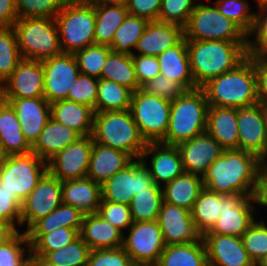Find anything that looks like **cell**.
Returning a JSON list of instances; mask_svg holds the SVG:
<instances>
[{"label": "cell", "mask_w": 267, "mask_h": 266, "mask_svg": "<svg viewBox=\"0 0 267 266\" xmlns=\"http://www.w3.org/2000/svg\"><path fill=\"white\" fill-rule=\"evenodd\" d=\"M261 159L240 149L224 150L202 177L206 189L218 194L252 197Z\"/></svg>", "instance_id": "1"}, {"label": "cell", "mask_w": 267, "mask_h": 266, "mask_svg": "<svg viewBox=\"0 0 267 266\" xmlns=\"http://www.w3.org/2000/svg\"><path fill=\"white\" fill-rule=\"evenodd\" d=\"M195 85L201 88L210 79L234 70L247 57V42L186 40Z\"/></svg>", "instance_id": "2"}, {"label": "cell", "mask_w": 267, "mask_h": 266, "mask_svg": "<svg viewBox=\"0 0 267 266\" xmlns=\"http://www.w3.org/2000/svg\"><path fill=\"white\" fill-rule=\"evenodd\" d=\"M201 88L209 106L238 109L258 103L254 57L248 56L234 70L210 79Z\"/></svg>", "instance_id": "3"}, {"label": "cell", "mask_w": 267, "mask_h": 266, "mask_svg": "<svg viewBox=\"0 0 267 266\" xmlns=\"http://www.w3.org/2000/svg\"><path fill=\"white\" fill-rule=\"evenodd\" d=\"M208 108L209 104L202 88L185 90L171 101L167 133L160 143L177 146L205 132Z\"/></svg>", "instance_id": "4"}, {"label": "cell", "mask_w": 267, "mask_h": 266, "mask_svg": "<svg viewBox=\"0 0 267 266\" xmlns=\"http://www.w3.org/2000/svg\"><path fill=\"white\" fill-rule=\"evenodd\" d=\"M93 141L140 159L147 142L141 136L130 110L95 112Z\"/></svg>", "instance_id": "5"}, {"label": "cell", "mask_w": 267, "mask_h": 266, "mask_svg": "<svg viewBox=\"0 0 267 266\" xmlns=\"http://www.w3.org/2000/svg\"><path fill=\"white\" fill-rule=\"evenodd\" d=\"M55 22L63 53L77 51L95 44L94 2H68L56 15Z\"/></svg>", "instance_id": "6"}, {"label": "cell", "mask_w": 267, "mask_h": 266, "mask_svg": "<svg viewBox=\"0 0 267 266\" xmlns=\"http://www.w3.org/2000/svg\"><path fill=\"white\" fill-rule=\"evenodd\" d=\"M14 29L22 59L42 61L63 53L55 18H18Z\"/></svg>", "instance_id": "7"}, {"label": "cell", "mask_w": 267, "mask_h": 266, "mask_svg": "<svg viewBox=\"0 0 267 266\" xmlns=\"http://www.w3.org/2000/svg\"><path fill=\"white\" fill-rule=\"evenodd\" d=\"M197 3L184 27L186 40H223L247 42V34L231 19L219 12L216 6Z\"/></svg>", "instance_id": "8"}, {"label": "cell", "mask_w": 267, "mask_h": 266, "mask_svg": "<svg viewBox=\"0 0 267 266\" xmlns=\"http://www.w3.org/2000/svg\"><path fill=\"white\" fill-rule=\"evenodd\" d=\"M171 101L147 94L141 88L133 92L130 112L147 143H160L167 133Z\"/></svg>", "instance_id": "9"}, {"label": "cell", "mask_w": 267, "mask_h": 266, "mask_svg": "<svg viewBox=\"0 0 267 266\" xmlns=\"http://www.w3.org/2000/svg\"><path fill=\"white\" fill-rule=\"evenodd\" d=\"M47 162L34 152L5 156L0 166V182L23 201L47 172Z\"/></svg>", "instance_id": "10"}, {"label": "cell", "mask_w": 267, "mask_h": 266, "mask_svg": "<svg viewBox=\"0 0 267 266\" xmlns=\"http://www.w3.org/2000/svg\"><path fill=\"white\" fill-rule=\"evenodd\" d=\"M154 184L147 162L135 159L101 184L102 200L130 205L136 193Z\"/></svg>", "instance_id": "11"}, {"label": "cell", "mask_w": 267, "mask_h": 266, "mask_svg": "<svg viewBox=\"0 0 267 266\" xmlns=\"http://www.w3.org/2000/svg\"><path fill=\"white\" fill-rule=\"evenodd\" d=\"M129 235L123 236V248L134 265L155 266L165 248L158 221L133 222Z\"/></svg>", "instance_id": "12"}, {"label": "cell", "mask_w": 267, "mask_h": 266, "mask_svg": "<svg viewBox=\"0 0 267 266\" xmlns=\"http://www.w3.org/2000/svg\"><path fill=\"white\" fill-rule=\"evenodd\" d=\"M62 204V182L48 171L23 200L21 226L27 223L25 233L39 220Z\"/></svg>", "instance_id": "13"}, {"label": "cell", "mask_w": 267, "mask_h": 266, "mask_svg": "<svg viewBox=\"0 0 267 266\" xmlns=\"http://www.w3.org/2000/svg\"><path fill=\"white\" fill-rule=\"evenodd\" d=\"M93 142L92 135L82 136L57 152L47 161L48 172L61 182L87 177Z\"/></svg>", "instance_id": "14"}, {"label": "cell", "mask_w": 267, "mask_h": 266, "mask_svg": "<svg viewBox=\"0 0 267 266\" xmlns=\"http://www.w3.org/2000/svg\"><path fill=\"white\" fill-rule=\"evenodd\" d=\"M222 211L213 228L207 233L241 238L256 221L255 203L252 197L240 194H221Z\"/></svg>", "instance_id": "15"}, {"label": "cell", "mask_w": 267, "mask_h": 266, "mask_svg": "<svg viewBox=\"0 0 267 266\" xmlns=\"http://www.w3.org/2000/svg\"><path fill=\"white\" fill-rule=\"evenodd\" d=\"M41 62L46 100L50 104L60 100H68L69 88L80 74L75 55L61 53Z\"/></svg>", "instance_id": "16"}, {"label": "cell", "mask_w": 267, "mask_h": 266, "mask_svg": "<svg viewBox=\"0 0 267 266\" xmlns=\"http://www.w3.org/2000/svg\"><path fill=\"white\" fill-rule=\"evenodd\" d=\"M157 221L165 245L204 243V234L187 209L162 202Z\"/></svg>", "instance_id": "17"}, {"label": "cell", "mask_w": 267, "mask_h": 266, "mask_svg": "<svg viewBox=\"0 0 267 266\" xmlns=\"http://www.w3.org/2000/svg\"><path fill=\"white\" fill-rule=\"evenodd\" d=\"M238 149L257 155L265 165L266 108L259 103L237 109Z\"/></svg>", "instance_id": "18"}, {"label": "cell", "mask_w": 267, "mask_h": 266, "mask_svg": "<svg viewBox=\"0 0 267 266\" xmlns=\"http://www.w3.org/2000/svg\"><path fill=\"white\" fill-rule=\"evenodd\" d=\"M44 97L41 61L22 59L13 74L0 86V98Z\"/></svg>", "instance_id": "19"}, {"label": "cell", "mask_w": 267, "mask_h": 266, "mask_svg": "<svg viewBox=\"0 0 267 266\" xmlns=\"http://www.w3.org/2000/svg\"><path fill=\"white\" fill-rule=\"evenodd\" d=\"M177 147L181 154L184 172L201 177L224 151L207 131L179 143Z\"/></svg>", "instance_id": "20"}, {"label": "cell", "mask_w": 267, "mask_h": 266, "mask_svg": "<svg viewBox=\"0 0 267 266\" xmlns=\"http://www.w3.org/2000/svg\"><path fill=\"white\" fill-rule=\"evenodd\" d=\"M15 110L25 139L32 146L51 118V106L45 97L1 98Z\"/></svg>", "instance_id": "21"}, {"label": "cell", "mask_w": 267, "mask_h": 266, "mask_svg": "<svg viewBox=\"0 0 267 266\" xmlns=\"http://www.w3.org/2000/svg\"><path fill=\"white\" fill-rule=\"evenodd\" d=\"M203 241L208 266H256L244 248L241 238L205 233Z\"/></svg>", "instance_id": "22"}, {"label": "cell", "mask_w": 267, "mask_h": 266, "mask_svg": "<svg viewBox=\"0 0 267 266\" xmlns=\"http://www.w3.org/2000/svg\"><path fill=\"white\" fill-rule=\"evenodd\" d=\"M148 156L151 157V165L150 167L147 166V168L153 178V182L160 187L184 172L181 154L177 146L147 143L140 159L147 161Z\"/></svg>", "instance_id": "23"}, {"label": "cell", "mask_w": 267, "mask_h": 266, "mask_svg": "<svg viewBox=\"0 0 267 266\" xmlns=\"http://www.w3.org/2000/svg\"><path fill=\"white\" fill-rule=\"evenodd\" d=\"M184 37V28L178 24L149 21L135 50L142 55L159 56Z\"/></svg>", "instance_id": "24"}, {"label": "cell", "mask_w": 267, "mask_h": 266, "mask_svg": "<svg viewBox=\"0 0 267 266\" xmlns=\"http://www.w3.org/2000/svg\"><path fill=\"white\" fill-rule=\"evenodd\" d=\"M134 159L127 153L93 142L87 177L103 184Z\"/></svg>", "instance_id": "25"}, {"label": "cell", "mask_w": 267, "mask_h": 266, "mask_svg": "<svg viewBox=\"0 0 267 266\" xmlns=\"http://www.w3.org/2000/svg\"><path fill=\"white\" fill-rule=\"evenodd\" d=\"M102 200L101 184L88 177L62 182V203L84 215L97 213Z\"/></svg>", "instance_id": "26"}, {"label": "cell", "mask_w": 267, "mask_h": 266, "mask_svg": "<svg viewBox=\"0 0 267 266\" xmlns=\"http://www.w3.org/2000/svg\"><path fill=\"white\" fill-rule=\"evenodd\" d=\"M157 59L160 73L165 77L179 83L185 90L198 88L191 72L185 37L157 56Z\"/></svg>", "instance_id": "27"}, {"label": "cell", "mask_w": 267, "mask_h": 266, "mask_svg": "<svg viewBox=\"0 0 267 266\" xmlns=\"http://www.w3.org/2000/svg\"><path fill=\"white\" fill-rule=\"evenodd\" d=\"M79 234L90 250L123 247L124 234L98 213L84 215Z\"/></svg>", "instance_id": "28"}, {"label": "cell", "mask_w": 267, "mask_h": 266, "mask_svg": "<svg viewBox=\"0 0 267 266\" xmlns=\"http://www.w3.org/2000/svg\"><path fill=\"white\" fill-rule=\"evenodd\" d=\"M206 131L224 150L238 149L237 108L209 106Z\"/></svg>", "instance_id": "29"}, {"label": "cell", "mask_w": 267, "mask_h": 266, "mask_svg": "<svg viewBox=\"0 0 267 266\" xmlns=\"http://www.w3.org/2000/svg\"><path fill=\"white\" fill-rule=\"evenodd\" d=\"M0 147L5 156L27 154L32 146L25 139L15 110L0 98Z\"/></svg>", "instance_id": "30"}, {"label": "cell", "mask_w": 267, "mask_h": 266, "mask_svg": "<svg viewBox=\"0 0 267 266\" xmlns=\"http://www.w3.org/2000/svg\"><path fill=\"white\" fill-rule=\"evenodd\" d=\"M95 8V44L110 45L116 30L127 17L125 3L107 0L94 1Z\"/></svg>", "instance_id": "31"}, {"label": "cell", "mask_w": 267, "mask_h": 266, "mask_svg": "<svg viewBox=\"0 0 267 266\" xmlns=\"http://www.w3.org/2000/svg\"><path fill=\"white\" fill-rule=\"evenodd\" d=\"M82 137L78 132L50 118L38 139L32 145V152L46 162L57 152Z\"/></svg>", "instance_id": "32"}, {"label": "cell", "mask_w": 267, "mask_h": 266, "mask_svg": "<svg viewBox=\"0 0 267 266\" xmlns=\"http://www.w3.org/2000/svg\"><path fill=\"white\" fill-rule=\"evenodd\" d=\"M51 118L56 122L72 128L81 136L92 135L94 109L88 105L60 100L50 104Z\"/></svg>", "instance_id": "33"}, {"label": "cell", "mask_w": 267, "mask_h": 266, "mask_svg": "<svg viewBox=\"0 0 267 266\" xmlns=\"http://www.w3.org/2000/svg\"><path fill=\"white\" fill-rule=\"evenodd\" d=\"M203 188L201 176L183 172L162 187L163 202L191 211Z\"/></svg>", "instance_id": "34"}, {"label": "cell", "mask_w": 267, "mask_h": 266, "mask_svg": "<svg viewBox=\"0 0 267 266\" xmlns=\"http://www.w3.org/2000/svg\"><path fill=\"white\" fill-rule=\"evenodd\" d=\"M155 266H208L205 244L165 245Z\"/></svg>", "instance_id": "35"}, {"label": "cell", "mask_w": 267, "mask_h": 266, "mask_svg": "<svg viewBox=\"0 0 267 266\" xmlns=\"http://www.w3.org/2000/svg\"><path fill=\"white\" fill-rule=\"evenodd\" d=\"M133 91L114 81L99 79L95 112L129 110Z\"/></svg>", "instance_id": "36"}, {"label": "cell", "mask_w": 267, "mask_h": 266, "mask_svg": "<svg viewBox=\"0 0 267 266\" xmlns=\"http://www.w3.org/2000/svg\"><path fill=\"white\" fill-rule=\"evenodd\" d=\"M84 214L73 206L62 203L43 219L37 221L26 234H45L57 228H73L79 232Z\"/></svg>", "instance_id": "37"}, {"label": "cell", "mask_w": 267, "mask_h": 266, "mask_svg": "<svg viewBox=\"0 0 267 266\" xmlns=\"http://www.w3.org/2000/svg\"><path fill=\"white\" fill-rule=\"evenodd\" d=\"M101 78L114 81L133 92L141 88L136 78L132 56L128 54L112 51L106 59Z\"/></svg>", "instance_id": "38"}, {"label": "cell", "mask_w": 267, "mask_h": 266, "mask_svg": "<svg viewBox=\"0 0 267 266\" xmlns=\"http://www.w3.org/2000/svg\"><path fill=\"white\" fill-rule=\"evenodd\" d=\"M221 211V194L212 192L204 187L194 203L191 216L198 229L205 234L213 228L219 219Z\"/></svg>", "instance_id": "39"}, {"label": "cell", "mask_w": 267, "mask_h": 266, "mask_svg": "<svg viewBox=\"0 0 267 266\" xmlns=\"http://www.w3.org/2000/svg\"><path fill=\"white\" fill-rule=\"evenodd\" d=\"M148 20L142 17L127 15L113 36L109 45L114 53L133 55L138 40L142 37Z\"/></svg>", "instance_id": "40"}, {"label": "cell", "mask_w": 267, "mask_h": 266, "mask_svg": "<svg viewBox=\"0 0 267 266\" xmlns=\"http://www.w3.org/2000/svg\"><path fill=\"white\" fill-rule=\"evenodd\" d=\"M163 202L162 187L155 183L146 191L136 193L130 203L133 222L156 221Z\"/></svg>", "instance_id": "41"}, {"label": "cell", "mask_w": 267, "mask_h": 266, "mask_svg": "<svg viewBox=\"0 0 267 266\" xmlns=\"http://www.w3.org/2000/svg\"><path fill=\"white\" fill-rule=\"evenodd\" d=\"M26 235L31 245V252L41 257L67 246L80 236L77 229L66 227L57 228L45 234Z\"/></svg>", "instance_id": "42"}, {"label": "cell", "mask_w": 267, "mask_h": 266, "mask_svg": "<svg viewBox=\"0 0 267 266\" xmlns=\"http://www.w3.org/2000/svg\"><path fill=\"white\" fill-rule=\"evenodd\" d=\"M22 60L14 27H0V86Z\"/></svg>", "instance_id": "43"}, {"label": "cell", "mask_w": 267, "mask_h": 266, "mask_svg": "<svg viewBox=\"0 0 267 266\" xmlns=\"http://www.w3.org/2000/svg\"><path fill=\"white\" fill-rule=\"evenodd\" d=\"M89 253V246L79 236L72 243L47 253L43 258L54 266H87Z\"/></svg>", "instance_id": "44"}, {"label": "cell", "mask_w": 267, "mask_h": 266, "mask_svg": "<svg viewBox=\"0 0 267 266\" xmlns=\"http://www.w3.org/2000/svg\"><path fill=\"white\" fill-rule=\"evenodd\" d=\"M112 49L108 45L94 44L77 51L76 57L81 74L101 79V73Z\"/></svg>", "instance_id": "45"}, {"label": "cell", "mask_w": 267, "mask_h": 266, "mask_svg": "<svg viewBox=\"0 0 267 266\" xmlns=\"http://www.w3.org/2000/svg\"><path fill=\"white\" fill-rule=\"evenodd\" d=\"M26 251L27 257L24 255ZM30 252L31 245L26 233L16 231L0 246V266H26Z\"/></svg>", "instance_id": "46"}, {"label": "cell", "mask_w": 267, "mask_h": 266, "mask_svg": "<svg viewBox=\"0 0 267 266\" xmlns=\"http://www.w3.org/2000/svg\"><path fill=\"white\" fill-rule=\"evenodd\" d=\"M68 0H15L18 18H55Z\"/></svg>", "instance_id": "47"}, {"label": "cell", "mask_w": 267, "mask_h": 266, "mask_svg": "<svg viewBox=\"0 0 267 266\" xmlns=\"http://www.w3.org/2000/svg\"><path fill=\"white\" fill-rule=\"evenodd\" d=\"M250 259L257 265L267 255V225L261 219L255 221L241 237Z\"/></svg>", "instance_id": "48"}, {"label": "cell", "mask_w": 267, "mask_h": 266, "mask_svg": "<svg viewBox=\"0 0 267 266\" xmlns=\"http://www.w3.org/2000/svg\"><path fill=\"white\" fill-rule=\"evenodd\" d=\"M209 1V0H208ZM247 0H216L214 5L220 13L235 22L246 34L253 27L255 12H250Z\"/></svg>", "instance_id": "49"}, {"label": "cell", "mask_w": 267, "mask_h": 266, "mask_svg": "<svg viewBox=\"0 0 267 266\" xmlns=\"http://www.w3.org/2000/svg\"><path fill=\"white\" fill-rule=\"evenodd\" d=\"M252 30L247 34V53L253 57H267V5L258 7ZM255 37L250 39V36Z\"/></svg>", "instance_id": "50"}, {"label": "cell", "mask_w": 267, "mask_h": 266, "mask_svg": "<svg viewBox=\"0 0 267 266\" xmlns=\"http://www.w3.org/2000/svg\"><path fill=\"white\" fill-rule=\"evenodd\" d=\"M197 1L162 0L158 21L178 24L184 28L188 24L190 14L195 9Z\"/></svg>", "instance_id": "51"}, {"label": "cell", "mask_w": 267, "mask_h": 266, "mask_svg": "<svg viewBox=\"0 0 267 266\" xmlns=\"http://www.w3.org/2000/svg\"><path fill=\"white\" fill-rule=\"evenodd\" d=\"M98 84V78L80 73L69 88L68 101L88 105L95 112Z\"/></svg>", "instance_id": "52"}, {"label": "cell", "mask_w": 267, "mask_h": 266, "mask_svg": "<svg viewBox=\"0 0 267 266\" xmlns=\"http://www.w3.org/2000/svg\"><path fill=\"white\" fill-rule=\"evenodd\" d=\"M97 213L123 234L133 224L130 205L127 204L101 201Z\"/></svg>", "instance_id": "53"}, {"label": "cell", "mask_w": 267, "mask_h": 266, "mask_svg": "<svg viewBox=\"0 0 267 266\" xmlns=\"http://www.w3.org/2000/svg\"><path fill=\"white\" fill-rule=\"evenodd\" d=\"M23 201L16 195L11 193L7 189L2 188L0 182V223L10 225L16 231V224L21 225V207Z\"/></svg>", "instance_id": "54"}, {"label": "cell", "mask_w": 267, "mask_h": 266, "mask_svg": "<svg viewBox=\"0 0 267 266\" xmlns=\"http://www.w3.org/2000/svg\"><path fill=\"white\" fill-rule=\"evenodd\" d=\"M123 247L90 250L87 266H133Z\"/></svg>", "instance_id": "55"}, {"label": "cell", "mask_w": 267, "mask_h": 266, "mask_svg": "<svg viewBox=\"0 0 267 266\" xmlns=\"http://www.w3.org/2000/svg\"><path fill=\"white\" fill-rule=\"evenodd\" d=\"M141 89L147 94L155 95L168 101L175 100L185 91L179 83L161 73L153 80L145 83Z\"/></svg>", "instance_id": "56"}, {"label": "cell", "mask_w": 267, "mask_h": 266, "mask_svg": "<svg viewBox=\"0 0 267 266\" xmlns=\"http://www.w3.org/2000/svg\"><path fill=\"white\" fill-rule=\"evenodd\" d=\"M132 61L140 87L160 74V66L157 56L134 53L132 55Z\"/></svg>", "instance_id": "57"}, {"label": "cell", "mask_w": 267, "mask_h": 266, "mask_svg": "<svg viewBox=\"0 0 267 266\" xmlns=\"http://www.w3.org/2000/svg\"><path fill=\"white\" fill-rule=\"evenodd\" d=\"M162 0H127L129 15L142 17L148 21H158Z\"/></svg>", "instance_id": "58"}, {"label": "cell", "mask_w": 267, "mask_h": 266, "mask_svg": "<svg viewBox=\"0 0 267 266\" xmlns=\"http://www.w3.org/2000/svg\"><path fill=\"white\" fill-rule=\"evenodd\" d=\"M258 103L267 108V57H254Z\"/></svg>", "instance_id": "59"}, {"label": "cell", "mask_w": 267, "mask_h": 266, "mask_svg": "<svg viewBox=\"0 0 267 266\" xmlns=\"http://www.w3.org/2000/svg\"><path fill=\"white\" fill-rule=\"evenodd\" d=\"M252 198L254 203L267 208V165L258 172Z\"/></svg>", "instance_id": "60"}, {"label": "cell", "mask_w": 267, "mask_h": 266, "mask_svg": "<svg viewBox=\"0 0 267 266\" xmlns=\"http://www.w3.org/2000/svg\"><path fill=\"white\" fill-rule=\"evenodd\" d=\"M17 20L15 0H0V27H14Z\"/></svg>", "instance_id": "61"}, {"label": "cell", "mask_w": 267, "mask_h": 266, "mask_svg": "<svg viewBox=\"0 0 267 266\" xmlns=\"http://www.w3.org/2000/svg\"><path fill=\"white\" fill-rule=\"evenodd\" d=\"M26 266H54L51 265L45 258L30 252L28 255L27 265Z\"/></svg>", "instance_id": "62"}, {"label": "cell", "mask_w": 267, "mask_h": 266, "mask_svg": "<svg viewBox=\"0 0 267 266\" xmlns=\"http://www.w3.org/2000/svg\"><path fill=\"white\" fill-rule=\"evenodd\" d=\"M16 230L10 225L0 223V246L6 242Z\"/></svg>", "instance_id": "63"}, {"label": "cell", "mask_w": 267, "mask_h": 266, "mask_svg": "<svg viewBox=\"0 0 267 266\" xmlns=\"http://www.w3.org/2000/svg\"><path fill=\"white\" fill-rule=\"evenodd\" d=\"M266 130H267V108H266ZM267 136H266V145H265V165H267Z\"/></svg>", "instance_id": "64"}, {"label": "cell", "mask_w": 267, "mask_h": 266, "mask_svg": "<svg viewBox=\"0 0 267 266\" xmlns=\"http://www.w3.org/2000/svg\"><path fill=\"white\" fill-rule=\"evenodd\" d=\"M256 266H267V255Z\"/></svg>", "instance_id": "65"}, {"label": "cell", "mask_w": 267, "mask_h": 266, "mask_svg": "<svg viewBox=\"0 0 267 266\" xmlns=\"http://www.w3.org/2000/svg\"><path fill=\"white\" fill-rule=\"evenodd\" d=\"M257 3V7L263 6V5H267V0H256Z\"/></svg>", "instance_id": "66"}, {"label": "cell", "mask_w": 267, "mask_h": 266, "mask_svg": "<svg viewBox=\"0 0 267 266\" xmlns=\"http://www.w3.org/2000/svg\"><path fill=\"white\" fill-rule=\"evenodd\" d=\"M70 2H86V3H91L94 1H98V0H68Z\"/></svg>", "instance_id": "67"}, {"label": "cell", "mask_w": 267, "mask_h": 266, "mask_svg": "<svg viewBox=\"0 0 267 266\" xmlns=\"http://www.w3.org/2000/svg\"><path fill=\"white\" fill-rule=\"evenodd\" d=\"M4 158H5V155H4V153H3V151L1 150V147H0V166H1Z\"/></svg>", "instance_id": "68"}, {"label": "cell", "mask_w": 267, "mask_h": 266, "mask_svg": "<svg viewBox=\"0 0 267 266\" xmlns=\"http://www.w3.org/2000/svg\"><path fill=\"white\" fill-rule=\"evenodd\" d=\"M107 1L125 3L127 0H107Z\"/></svg>", "instance_id": "69"}, {"label": "cell", "mask_w": 267, "mask_h": 266, "mask_svg": "<svg viewBox=\"0 0 267 266\" xmlns=\"http://www.w3.org/2000/svg\"><path fill=\"white\" fill-rule=\"evenodd\" d=\"M133 266H151V265H133Z\"/></svg>", "instance_id": "70"}]
</instances>
